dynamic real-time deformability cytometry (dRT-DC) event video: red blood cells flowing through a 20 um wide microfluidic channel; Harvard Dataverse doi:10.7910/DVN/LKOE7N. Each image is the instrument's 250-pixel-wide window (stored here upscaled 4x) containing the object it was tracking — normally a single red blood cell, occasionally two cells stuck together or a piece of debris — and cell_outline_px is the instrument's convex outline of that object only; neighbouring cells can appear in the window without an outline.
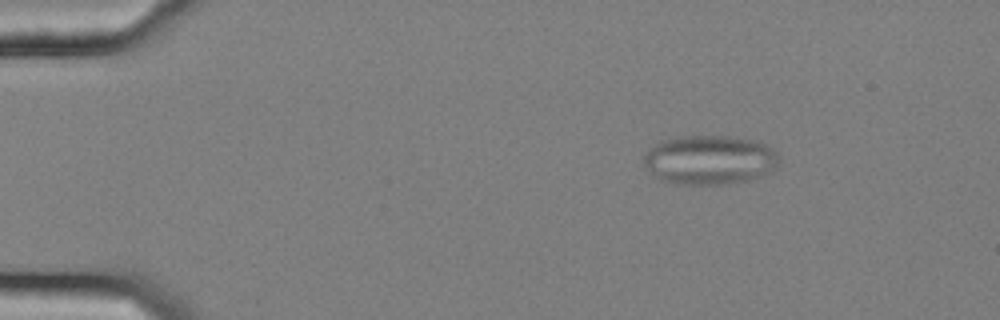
{"species": "common noctule bat (a hibernating species)", "species_latin": "Nyctalus noctula", "temperature_condition": "cold", "stored_images_in_passage": 18, "camera_frame_rate_fps": 3000, "um_per_image_px": 0.085, "animal": {"sex": "female", "body_mass_g": 25.1}, "frame": {"image": 1, "passage_image": 8, "time_ms": 2.333, "image_size_px": [1000, 320], "cell_outline_px": [[780, 160], [772, 172], [748, 180], [724, 184], [676, 184], [660, 180], [644, 164], [644, 156], [660, 140], [680, 136], [724, 136], [752, 140], [768, 144], [776, 152]], "centroid_in_image_um": [60.35, 13.59], "position_along_channel_um": 24.6, "area_um2": 38.73}}